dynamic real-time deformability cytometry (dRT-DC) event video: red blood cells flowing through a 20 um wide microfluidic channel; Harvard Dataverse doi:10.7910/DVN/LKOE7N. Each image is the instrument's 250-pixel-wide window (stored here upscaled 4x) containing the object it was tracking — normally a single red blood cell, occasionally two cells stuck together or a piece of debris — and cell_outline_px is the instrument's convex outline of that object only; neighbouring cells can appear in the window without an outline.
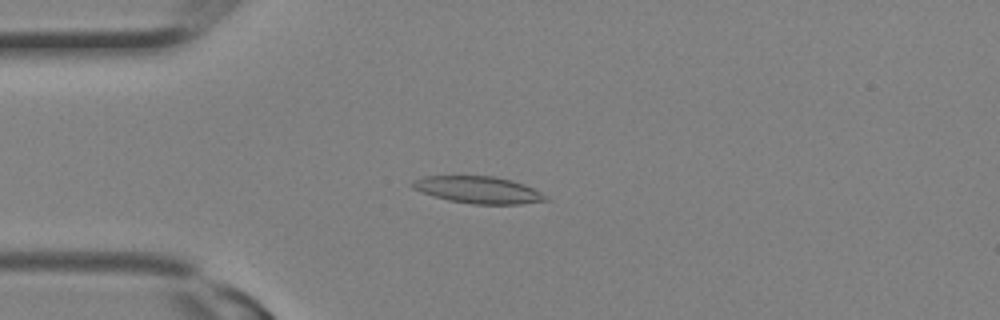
{"species": "Egyptian fruit bat (a non-hibernating species)", "species_latin": "Rousettus aegyptiacus", "temperature_condition": "room temperature", "stored_images_in_passage": 10, "camera_frame_rate_fps": 3000, "um_per_image_px": 0.085, "animal": {"sex": "female"}, "frame": {"image": 1, "passage_image": 7, "time_ms": 2.0, "image_size_px": [1000, 320], "cell_outline_px": [[552, 200], [520, 204], [472, 204], [448, 200], [412, 188], [408, 184], [412, 180], [424, 176], [492, 176], [512, 180], [524, 184], [548, 196]], "centroid_in_image_um": [40.67, 16.14], "position_along_channel_um": 44.3, "area_um2": 20.98}}
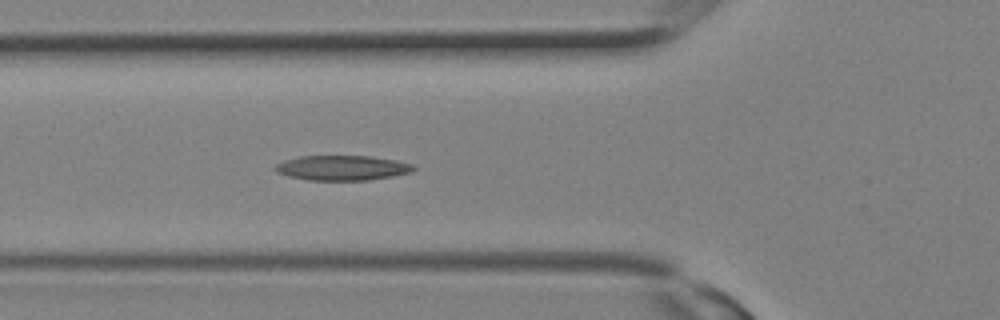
{"frame": {"image": 2, "passage_image": 10, "time_ms": 3.0, "image_size_px": [1000, 320], "cell_outline_px": [[416, 168], [412, 172], [392, 176], [368, 180], [308, 180], [288, 176], [276, 172], [272, 168], [276, 164], [284, 160], [300, 156], [372, 156], [396, 160], [412, 164]], "centroid_in_image_um": [29.07, 14.26], "position_along_channel_um": 96.7, "area_um2": 20.17}}